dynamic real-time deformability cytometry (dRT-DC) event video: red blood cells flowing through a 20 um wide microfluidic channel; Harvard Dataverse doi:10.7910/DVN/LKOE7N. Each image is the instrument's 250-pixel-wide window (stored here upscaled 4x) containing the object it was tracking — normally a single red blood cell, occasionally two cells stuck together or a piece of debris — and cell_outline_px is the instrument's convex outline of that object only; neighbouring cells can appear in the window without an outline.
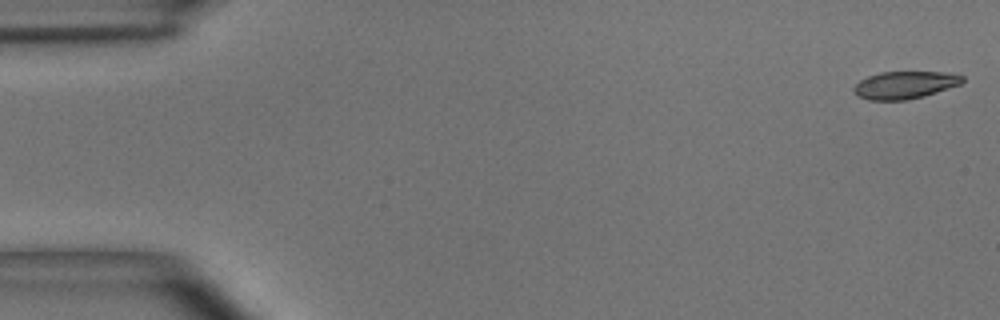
{"species": "common noctule bat (a hibernating species)", "species_latin": "Nyctalus noctula", "temperature_condition": "room temperature", "stored_images_in_passage": 54, "camera_frame_rate_fps": 3000, "um_per_image_px": 0.085, "animal": {"sex": "male", "body_mass_g": 15.6}, "frame": {"image": 1, "passage_image": 1, "time_ms": 0.0, "image_size_px": [1000, 320], "cell_outline_px": [[964, 80], [960, 84], [924, 96], [908, 100], [868, 100], [856, 96], [852, 88], [860, 80], [868, 76], [880, 72], [944, 72], [964, 76]], "centroid_in_image_um": [76.87, 7.23], "position_along_channel_um": 8.1, "area_um2": 17.4}}
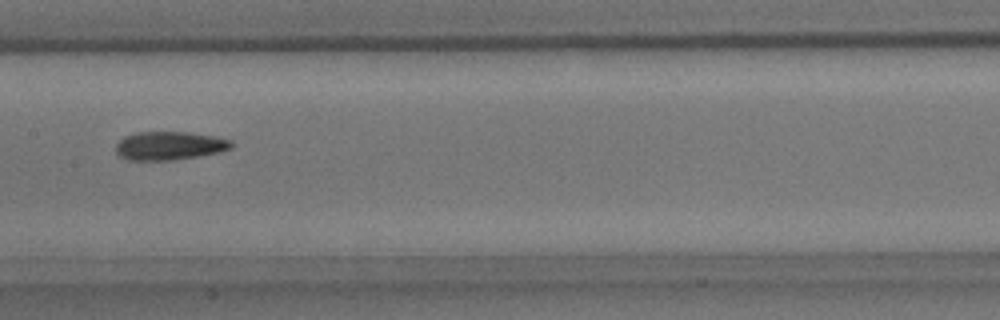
{"frame": {"image": 2, "passage_image": 27, "time_ms": 8.667, "image_size_px": [1000, 320], "cell_outline_px": [[232, 148], [220, 152], [176, 160], [128, 160], [120, 156], [116, 152], [116, 144], [124, 136], [136, 132], [188, 132], [212, 136], [232, 140]], "centroid_in_image_um": [14.39, 12.39], "position_along_channel_um": 193.0, "area_um2": 19.19}}
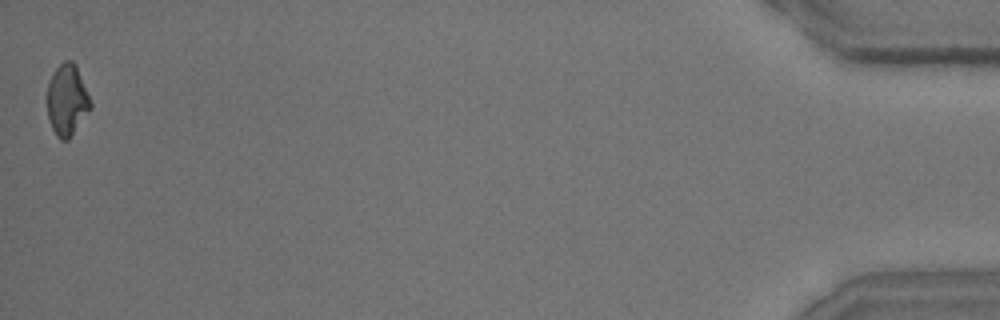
{"frame": {"image": 3, "passage_image": 54, "time_ms": 17.667, "image_size_px": [1000, 320], "cell_outline_px": [[92, 108], [68, 140], [60, 140], [56, 136], [48, 120], [48, 84], [52, 72], [64, 60], [72, 60], [76, 64], [92, 104]], "centroid_in_image_um": [5.7, 8.5], "position_along_channel_um": 429.5, "area_um2": 18.03}, "authors_computed_cell_mechanics": {"area_um2": 18.5827, "velocity_mm_per_s": 3.6473, "shape_relaxation_time_tau1_ms": 5.1225, "shape_relaxation_time_tau2_ms": 9.4433, "deformation_change_tau1": 0.1509, "deformation_change_tau2": 0.1952}}